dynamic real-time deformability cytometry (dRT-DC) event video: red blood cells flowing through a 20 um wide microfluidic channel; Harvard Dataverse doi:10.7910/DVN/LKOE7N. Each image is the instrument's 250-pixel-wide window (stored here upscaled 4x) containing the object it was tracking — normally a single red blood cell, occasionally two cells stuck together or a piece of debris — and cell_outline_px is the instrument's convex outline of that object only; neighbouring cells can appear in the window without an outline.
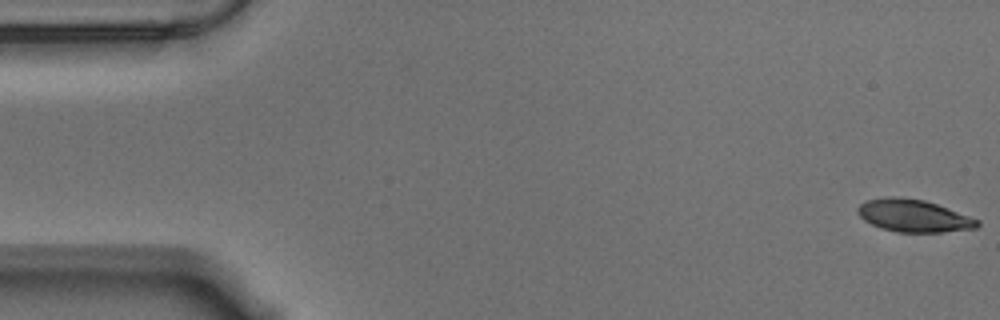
{"species": "Egyptian fruit bat (a non-hibernating species)", "species_latin": "Rousettus aegyptiacus", "temperature_condition": "warm", "stored_images_in_passage": 57, "camera_frame_rate_fps": 3000, "um_per_image_px": 0.085, "animal": {"sex": "male"}, "frame": {"image": 1, "passage_image": 1, "time_ms": 0.0, "image_size_px": [1000, 320], "cell_outline_px": [[980, 224], [976, 228], [940, 232], [896, 232], [880, 228], [864, 220], [856, 212], [856, 208], [860, 204], [868, 200], [888, 196], [900, 196], [924, 200], [948, 208], [980, 220]], "centroid_in_image_um": [77.63, 18.33], "position_along_channel_um": 7.4, "area_um2": 22.66}}
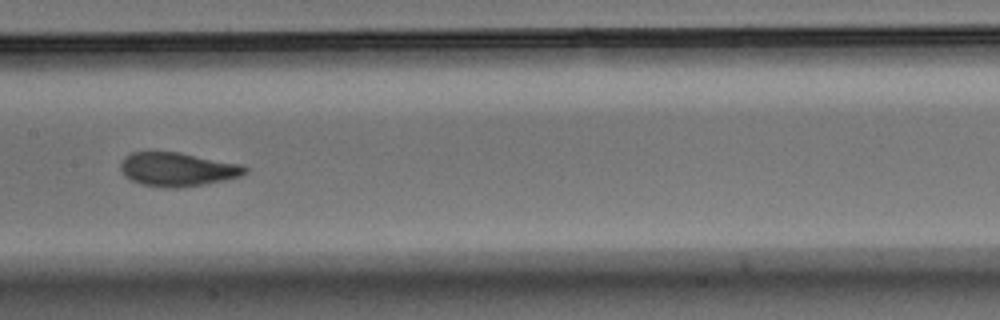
{"frame": {"image": 2, "passage_image": 28, "time_ms": 9.0, "image_size_px": [1000, 320], "cell_outline_px": [[248, 172], [240, 176], [228, 180], [180, 188], [164, 188], [140, 184], [124, 176], [120, 168], [120, 164], [124, 156], [132, 152], [180, 152], [244, 164], [248, 168]], "centroid_in_image_um": [15.12, 14.4], "position_along_channel_um": 192.3, "area_um2": 24.97}}
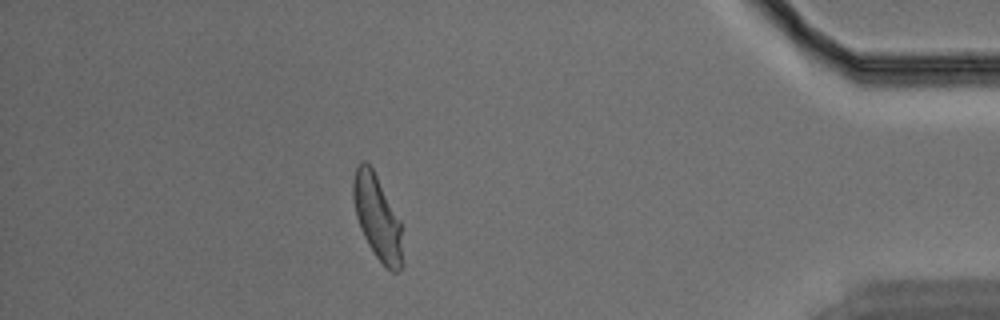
{"frame": {"image": 3, "passage_image": 50, "time_ms": 16.333, "image_size_px": [1000, 320], "cell_outline_px": [[404, 264], [400, 272], [392, 272], [376, 256], [368, 244], [360, 228], [356, 216], [352, 196], [352, 180], [356, 168], [360, 160], [364, 160], [372, 168], [400, 220]], "centroid_in_image_um": [32.07, 18.5], "position_along_channel_um": 403.1, "area_um2": 24.33}, "authors_computed_cell_mechanics": {"area_um2": 24.2182, "velocity_mm_per_s": 3.5198, "shape_relaxation_time_tau1_ms": 3.593, "shape_relaxation_time_tau2_ms": 1.1259, "deformation_change_tau1": 0.1527, "deformation_change_tau2": 0.0722}}